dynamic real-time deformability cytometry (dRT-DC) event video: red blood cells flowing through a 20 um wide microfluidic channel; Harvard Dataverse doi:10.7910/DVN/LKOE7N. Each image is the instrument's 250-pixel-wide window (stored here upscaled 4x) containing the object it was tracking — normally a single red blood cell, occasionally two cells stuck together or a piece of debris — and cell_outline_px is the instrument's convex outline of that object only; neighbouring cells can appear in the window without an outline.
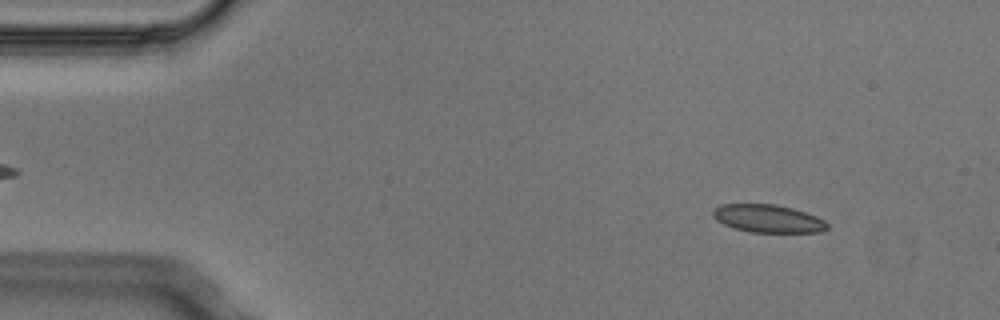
{"species": "Egyptian fruit bat (a non-hibernating species)", "species_latin": "Rousettus aegyptiacus", "temperature_condition": "cold", "stored_images_in_passage": 5, "segment_of_instrument_passage": [2, 2], "camera_frame_rate_fps": 3000, "um_per_image_px": 0.085, "animal": {"sex": "male"}, "frame": {"image": 1, "passage_image": 5, "time_ms": 1.333, "image_size_px": [1000, 320], "cell_outline_px": [[828, 228], [820, 232], [752, 232], [736, 228], [724, 224], [716, 220], [712, 216], [712, 208], [720, 204], [776, 204], [792, 208], [816, 216], [824, 220], [828, 224]], "centroid_in_image_um": [65.25, 18.57], "position_along_channel_um": 19.8, "area_um2": 18.55}}